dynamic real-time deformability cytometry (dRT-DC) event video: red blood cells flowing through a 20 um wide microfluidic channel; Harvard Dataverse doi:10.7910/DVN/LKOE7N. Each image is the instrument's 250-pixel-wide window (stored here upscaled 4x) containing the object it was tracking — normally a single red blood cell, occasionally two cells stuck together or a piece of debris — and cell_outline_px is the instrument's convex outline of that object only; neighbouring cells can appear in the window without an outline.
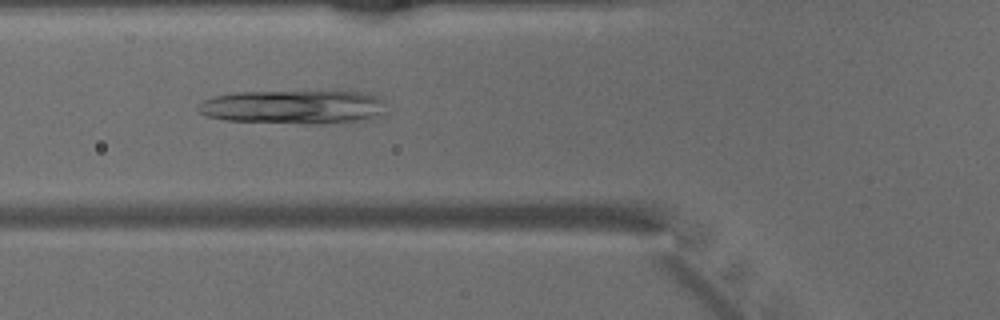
{"species": "common noctule bat (a hibernating species)", "species_latin": "Nyctalus noctula", "temperature_condition": "warm", "stored_images_in_passage": 47, "camera_frame_rate_fps": 3000, "um_per_image_px": 0.085, "animal": {"sex": "male", "body_mass_g": 15.6}, "frame": {"image": 1, "passage_image": 17, "time_ms": 5.333, "image_size_px": [1000, 320], "cell_outline_px": [[388, 112], [372, 120], [340, 124], [308, 124], [224, 120], [208, 116], [200, 112], [196, 108], [204, 100], [212, 96], [236, 92], [368, 92], [380, 96], [384, 100]], "centroid_in_image_um": [25.1, 9.11], "position_along_channel_um": 100.7, "area_um2": 37.97}}
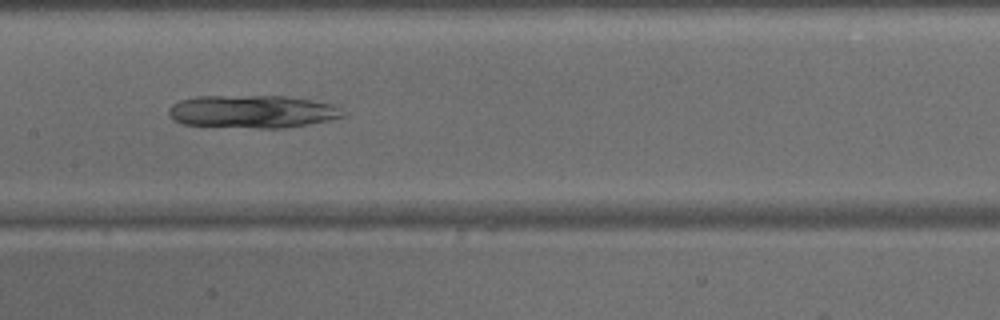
{"frame": {"image": 2, "passage_image": 23, "time_ms": 7.333, "image_size_px": [1000, 320], "cell_outline_px": [[348, 116], [308, 124], [284, 128], [260, 128], [184, 124], [172, 120], [168, 116], [168, 108], [172, 104], [180, 100], [196, 96], [284, 96], [312, 100], [332, 104], [348, 112]], "centroid_in_image_um": [21.47, 9.48], "position_along_channel_um": 185.9, "area_um2": 33.52}}
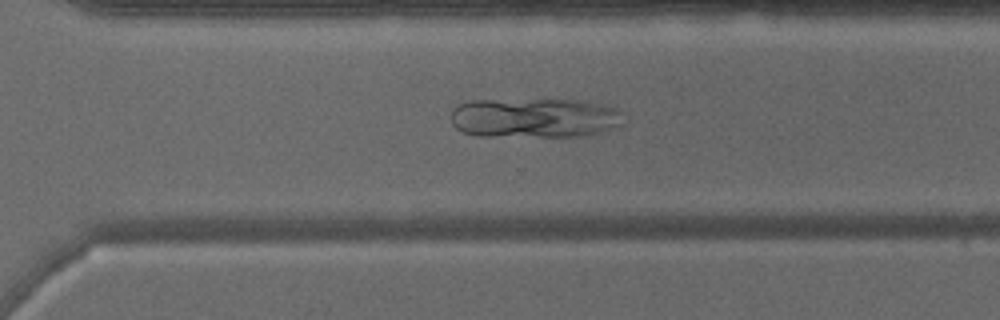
{"frame": {"image": 3, "passage_image": 33, "time_ms": 10.667, "image_size_px": [1000, 320], "cell_outline_px": [[628, 124], [620, 128], [588, 136], [480, 136], [464, 132], [456, 128], [452, 124], [452, 108], [468, 100], [580, 100], [600, 104], [616, 108], [624, 112], [628, 120]], "centroid_in_image_um": [45.58, 10.03], "position_along_channel_um": 325.0, "area_um2": 40.92}}